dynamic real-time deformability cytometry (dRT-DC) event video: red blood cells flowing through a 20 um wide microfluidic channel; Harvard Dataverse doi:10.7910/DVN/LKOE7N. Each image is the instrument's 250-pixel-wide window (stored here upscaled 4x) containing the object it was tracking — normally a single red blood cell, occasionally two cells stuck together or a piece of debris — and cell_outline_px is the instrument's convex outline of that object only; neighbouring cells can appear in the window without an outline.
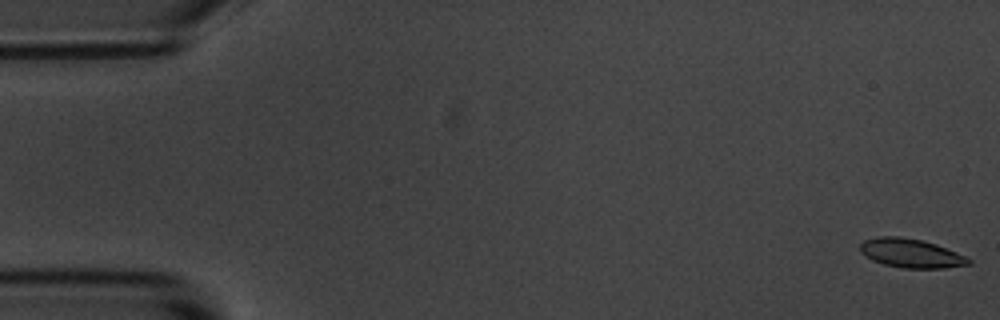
{"species": "common noctule bat (a hibernating species)", "species_latin": "Nyctalus noctula", "temperature_condition": "room temperature", "stored_images_in_passage": 5, "camera_frame_rate_fps": 3000, "um_per_image_px": 0.085, "animal": {"sex": "male", "body_mass_g": 20.1, "forearm_length_mm": 53.5}, "frame": {"image": 1, "passage_image": 1, "time_ms": 0.0, "image_size_px": [1000, 320], "cell_outline_px": [[972, 264], [944, 268], [904, 268], [884, 264], [872, 260], [864, 256], [860, 252], [860, 244], [864, 240], [880, 236], [900, 236], [920, 240], [936, 244], [956, 252], [972, 260]], "centroid_in_image_um": [77.41, 21.52], "position_along_channel_um": 7.6, "area_um2": 18.26}}
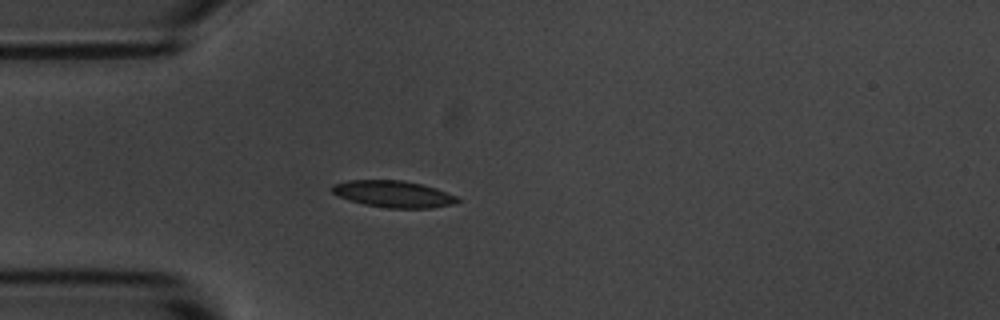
{"frame": {"image": 2, "passage_image": 5, "time_ms": 4.667, "image_size_px": [1000, 320], "cell_outline_px": [[460, 200], [452, 204], [432, 208], [388, 208], [364, 204], [348, 200], [332, 192], [328, 188], [332, 184], [348, 180], [404, 180], [436, 188], [456, 196]], "centroid_in_image_um": [33.39, 16.48], "position_along_channel_um": 51.6, "area_um2": 19.54}}